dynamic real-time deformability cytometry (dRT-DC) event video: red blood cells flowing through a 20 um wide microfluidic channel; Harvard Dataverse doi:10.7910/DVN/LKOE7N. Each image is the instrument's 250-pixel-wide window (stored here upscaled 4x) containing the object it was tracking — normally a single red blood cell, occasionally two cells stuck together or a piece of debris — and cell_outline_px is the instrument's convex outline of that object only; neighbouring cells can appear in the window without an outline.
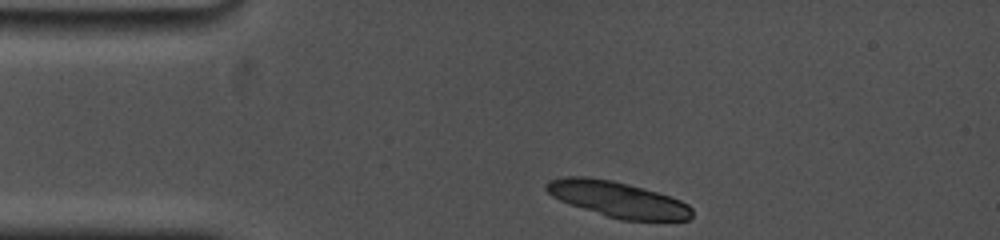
{"species": "common noctule bat (a hibernating species)", "species_latin": "Nyctalus noctula", "temperature_condition": "cold", "stored_images_in_passage": 4, "camera_frame_rate_fps": 5000, "um_per_image_px": 0.085, "animal": {"sex": "female", "body_mass_g": 19.0, "forearm_length_mm": 53.3}, "frame": {"image": 1, "passage_image": 1, "time_ms": 0.0, "image_size_px": [1000, 240], "cell_outline_px": [[692, 216], [688, 220], [620, 220], [560, 200], [552, 196], [544, 188], [544, 184], [548, 180], [564, 176], [588, 176], [612, 180], [628, 184], [656, 192], [680, 200], [688, 204], [692, 208]], "centroid_in_image_um": [52.48, 16.92], "position_along_channel_um": 32.5, "area_um2": 30.06}}